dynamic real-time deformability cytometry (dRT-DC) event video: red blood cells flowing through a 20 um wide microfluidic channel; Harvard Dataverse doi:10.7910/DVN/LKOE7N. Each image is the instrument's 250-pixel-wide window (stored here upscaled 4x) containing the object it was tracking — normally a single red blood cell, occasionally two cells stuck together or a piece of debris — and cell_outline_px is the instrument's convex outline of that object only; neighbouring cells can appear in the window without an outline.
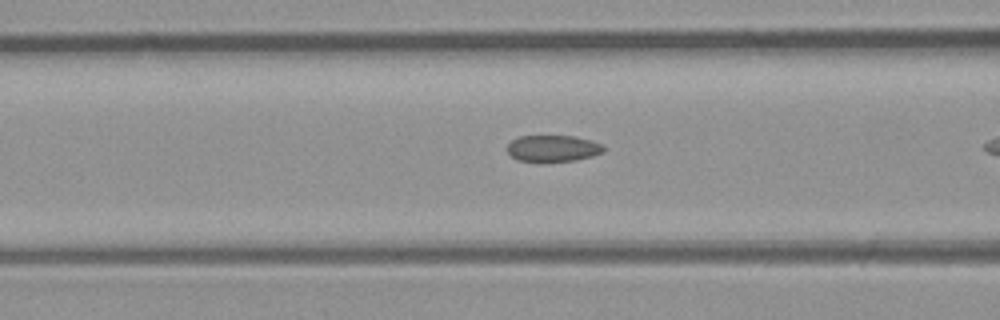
{"species": "common noctule bat (a hibernating species)", "species_latin": "Nyctalus noctula", "temperature_condition": "room temperature", "stored_images_in_passage": 7, "segment_of_instrument_passage": [2, 2], "camera_frame_rate_fps": 3000, "um_per_image_px": 0.085, "animal": {"sex": "male", "body_mass_g": 23.1, "forearm_length_mm": 52.7}, "frame": {"image": 1, "passage_image": 7, "time_ms": 7.667, "image_size_px": [1000, 320], "cell_outline_px": [[604, 152], [592, 156], [576, 160], [540, 164], [516, 160], [508, 152], [508, 144], [512, 140], [520, 136], [576, 136], [592, 140], [604, 144]], "centroid_in_image_um": [47.01, 12.65], "position_along_channel_um": 119.6, "area_um2": 15.49}}